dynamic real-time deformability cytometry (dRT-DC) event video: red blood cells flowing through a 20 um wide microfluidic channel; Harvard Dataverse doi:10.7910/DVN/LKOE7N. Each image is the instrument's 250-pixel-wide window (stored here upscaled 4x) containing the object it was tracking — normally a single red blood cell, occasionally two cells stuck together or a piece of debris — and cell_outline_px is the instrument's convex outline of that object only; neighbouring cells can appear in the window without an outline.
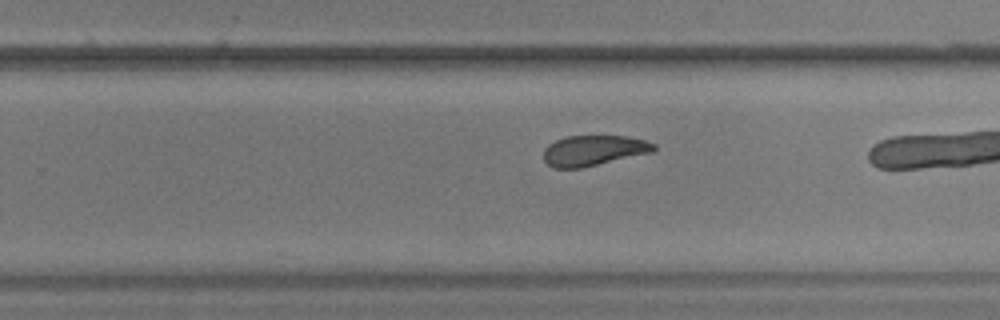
{"species": "common noctule bat (a hibernating species)", "species_latin": "Nyctalus noctula", "temperature_condition": "warm", "stored_images_in_passage": 42, "camera_frame_rate_fps": 3000, "um_per_image_px": 0.085, "animal": {"sex": "male", "body_mass_g": 17.9, "forearm_length_mm": 54.2}, "frame": {"image": 1, "passage_image": 34, "time_ms": 11.0, "image_size_px": [1000, 320], "cell_outline_px": [[656, 148], [652, 152], [580, 168], [552, 168], [544, 160], [544, 148], [548, 144], [564, 136], [624, 136], [644, 140], [656, 144]], "centroid_in_image_um": [50.42, 12.79], "position_along_channel_um": 279.4, "area_um2": 19.42}}
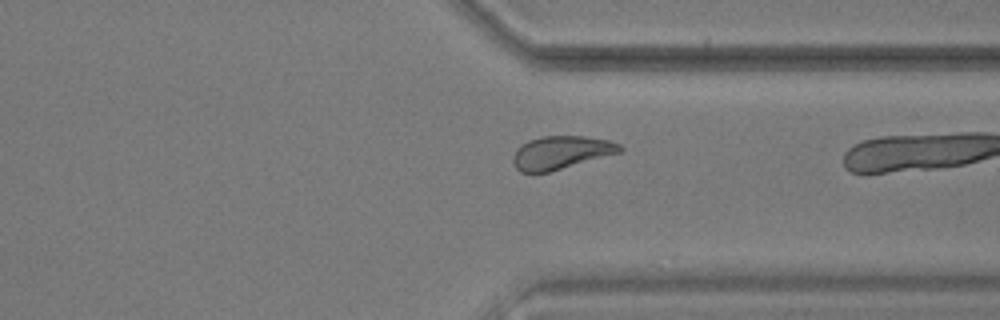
{"frame": {"image": 2, "passage_image": 41, "time_ms": 13.333, "image_size_px": [1000, 320], "cell_outline_px": [[624, 148], [620, 152], [548, 172], [520, 172], [516, 168], [512, 160], [512, 156], [516, 148], [520, 144], [528, 140], [544, 136], [584, 136], [608, 140], [620, 144]], "centroid_in_image_um": [47.65, 12.95], "position_along_channel_um": 363.8, "area_um2": 20.52}}